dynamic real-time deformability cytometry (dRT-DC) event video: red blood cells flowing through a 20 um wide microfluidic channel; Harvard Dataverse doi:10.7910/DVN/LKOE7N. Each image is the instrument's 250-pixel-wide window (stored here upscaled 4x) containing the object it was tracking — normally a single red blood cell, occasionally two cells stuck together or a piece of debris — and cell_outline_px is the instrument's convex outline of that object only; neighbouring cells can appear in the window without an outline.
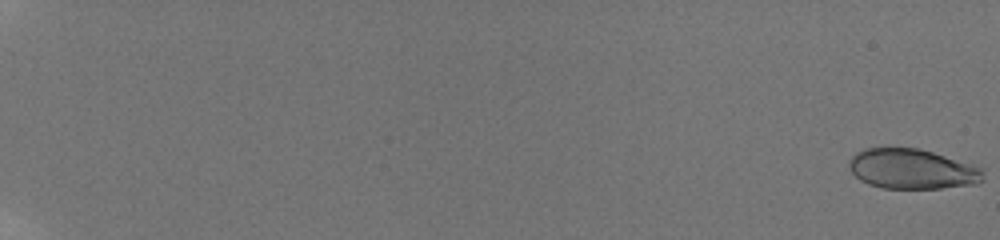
{"species": "human", "species_latin": "Homo sapiens", "temperature_condition": "room temperature", "stored_images_in_passage": 22, "camera_frame_rate_fps": 3000, "um_per_image_px": 0.085, "donor": {"sex": "male"}, "frame": {"image": 1, "passage_image": 1, "time_ms": 0.0, "image_size_px": [1000, 240], "cell_outline_px": [[984, 180], [976, 184], [940, 188], [880, 188], [868, 184], [860, 180], [848, 168], [848, 160], [856, 152], [864, 148], [920, 148], [984, 168]], "centroid_in_image_um": [77.52, 14.36], "position_along_channel_um": 7.5, "area_um2": 31.5}}
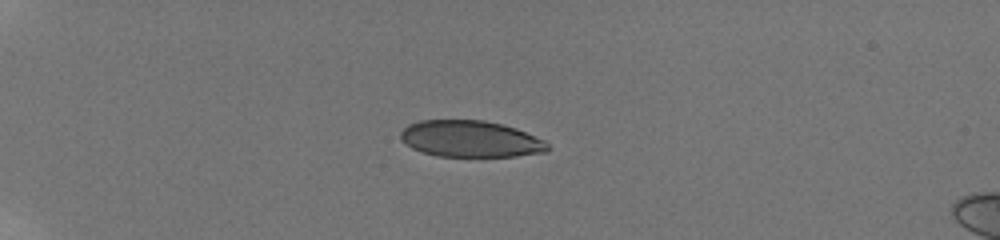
{"frame": {"image": 2, "passage_image": 16, "time_ms": 6.0, "image_size_px": [1000, 240], "cell_outline_px": [[552, 148], [548, 152], [516, 156], [436, 156], [412, 148], [400, 140], [400, 132], [408, 124], [420, 120], [484, 120], [504, 124], [516, 128], [544, 140]], "centroid_in_image_um": [40.01, 11.8], "position_along_channel_um": 45.0, "area_um2": 31.5}}
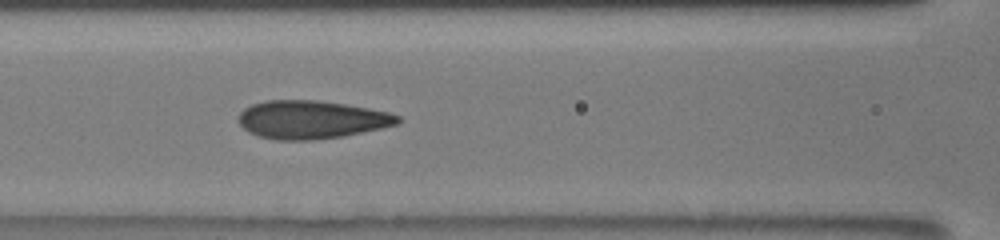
{"frame": {"image": 3, "passage_image": 21, "time_ms": 10.0, "image_size_px": [1000, 240], "cell_outline_px": [[400, 124], [384, 128], [344, 136], [312, 140], [276, 140], [260, 136], [248, 132], [240, 124], [236, 116], [244, 108], [252, 104], [268, 100], [316, 100], [344, 104], [368, 108], [388, 112], [400, 116]], "centroid_in_image_um": [26.47, 10.17], "position_along_channel_um": 140.1, "area_um2": 35.6}}